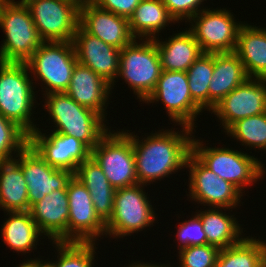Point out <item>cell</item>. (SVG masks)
Instances as JSON below:
<instances>
[{
	"label": "cell",
	"instance_id": "cell-1",
	"mask_svg": "<svg viewBox=\"0 0 266 267\" xmlns=\"http://www.w3.org/2000/svg\"><path fill=\"white\" fill-rule=\"evenodd\" d=\"M182 129L181 133L174 130H159L142 140L127 130L132 139L139 184H153L156 180L161 181L177 170L186 168L194 132L188 126L182 125Z\"/></svg>",
	"mask_w": 266,
	"mask_h": 267
},
{
	"label": "cell",
	"instance_id": "cell-2",
	"mask_svg": "<svg viewBox=\"0 0 266 267\" xmlns=\"http://www.w3.org/2000/svg\"><path fill=\"white\" fill-rule=\"evenodd\" d=\"M45 97L43 106L56 125L52 132L73 136L92 150L110 129L100 114L81 106L66 92L49 93Z\"/></svg>",
	"mask_w": 266,
	"mask_h": 267
},
{
	"label": "cell",
	"instance_id": "cell-3",
	"mask_svg": "<svg viewBox=\"0 0 266 267\" xmlns=\"http://www.w3.org/2000/svg\"><path fill=\"white\" fill-rule=\"evenodd\" d=\"M26 63L0 61V114L28 135L38 129L31 120L35 92Z\"/></svg>",
	"mask_w": 266,
	"mask_h": 267
},
{
	"label": "cell",
	"instance_id": "cell-4",
	"mask_svg": "<svg viewBox=\"0 0 266 267\" xmlns=\"http://www.w3.org/2000/svg\"><path fill=\"white\" fill-rule=\"evenodd\" d=\"M0 27L6 38L0 48L1 62L25 63L43 43L29 9L21 1L2 3Z\"/></svg>",
	"mask_w": 266,
	"mask_h": 267
},
{
	"label": "cell",
	"instance_id": "cell-5",
	"mask_svg": "<svg viewBox=\"0 0 266 267\" xmlns=\"http://www.w3.org/2000/svg\"><path fill=\"white\" fill-rule=\"evenodd\" d=\"M203 141L193 136L191 153L209 170L229 181L241 192L245 186L256 183L265 173L264 164L258 158L230 148L203 146ZM207 147V148H206Z\"/></svg>",
	"mask_w": 266,
	"mask_h": 267
},
{
	"label": "cell",
	"instance_id": "cell-6",
	"mask_svg": "<svg viewBox=\"0 0 266 267\" xmlns=\"http://www.w3.org/2000/svg\"><path fill=\"white\" fill-rule=\"evenodd\" d=\"M161 72L162 66L154 39H143L139 43L134 39L121 49L118 77L125 80L140 102H144L154 91Z\"/></svg>",
	"mask_w": 266,
	"mask_h": 267
},
{
	"label": "cell",
	"instance_id": "cell-7",
	"mask_svg": "<svg viewBox=\"0 0 266 267\" xmlns=\"http://www.w3.org/2000/svg\"><path fill=\"white\" fill-rule=\"evenodd\" d=\"M25 63L31 76L46 85L42 95L65 92L77 63L73 42H43Z\"/></svg>",
	"mask_w": 266,
	"mask_h": 267
},
{
	"label": "cell",
	"instance_id": "cell-8",
	"mask_svg": "<svg viewBox=\"0 0 266 267\" xmlns=\"http://www.w3.org/2000/svg\"><path fill=\"white\" fill-rule=\"evenodd\" d=\"M91 156L115 189L139 184L132 139L126 131L113 133L110 129L91 150Z\"/></svg>",
	"mask_w": 266,
	"mask_h": 267
},
{
	"label": "cell",
	"instance_id": "cell-9",
	"mask_svg": "<svg viewBox=\"0 0 266 267\" xmlns=\"http://www.w3.org/2000/svg\"><path fill=\"white\" fill-rule=\"evenodd\" d=\"M43 42H73L81 0H25Z\"/></svg>",
	"mask_w": 266,
	"mask_h": 267
},
{
	"label": "cell",
	"instance_id": "cell-10",
	"mask_svg": "<svg viewBox=\"0 0 266 267\" xmlns=\"http://www.w3.org/2000/svg\"><path fill=\"white\" fill-rule=\"evenodd\" d=\"M144 186L147 185L136 184L116 189L113 214L106 223V236L123 238L155 223L156 214L143 191Z\"/></svg>",
	"mask_w": 266,
	"mask_h": 267
},
{
	"label": "cell",
	"instance_id": "cell-11",
	"mask_svg": "<svg viewBox=\"0 0 266 267\" xmlns=\"http://www.w3.org/2000/svg\"><path fill=\"white\" fill-rule=\"evenodd\" d=\"M226 9L203 8L190 19L189 30L203 53H230L236 48L241 22ZM194 21V22H193ZM193 22V23H192Z\"/></svg>",
	"mask_w": 266,
	"mask_h": 267
},
{
	"label": "cell",
	"instance_id": "cell-12",
	"mask_svg": "<svg viewBox=\"0 0 266 267\" xmlns=\"http://www.w3.org/2000/svg\"><path fill=\"white\" fill-rule=\"evenodd\" d=\"M159 100L173 123L196 128L194 121L203 110L192 100L187 72L162 70L156 88L144 102L149 104Z\"/></svg>",
	"mask_w": 266,
	"mask_h": 267
},
{
	"label": "cell",
	"instance_id": "cell-13",
	"mask_svg": "<svg viewBox=\"0 0 266 267\" xmlns=\"http://www.w3.org/2000/svg\"><path fill=\"white\" fill-rule=\"evenodd\" d=\"M189 168V196L195 202L213 208L234 209L243 193L229 181L223 180L205 167L192 153L186 160Z\"/></svg>",
	"mask_w": 266,
	"mask_h": 267
},
{
	"label": "cell",
	"instance_id": "cell-14",
	"mask_svg": "<svg viewBox=\"0 0 266 267\" xmlns=\"http://www.w3.org/2000/svg\"><path fill=\"white\" fill-rule=\"evenodd\" d=\"M66 191L69 201L68 242H96L101 235H106V224L96 214L87 188L73 176Z\"/></svg>",
	"mask_w": 266,
	"mask_h": 267
},
{
	"label": "cell",
	"instance_id": "cell-15",
	"mask_svg": "<svg viewBox=\"0 0 266 267\" xmlns=\"http://www.w3.org/2000/svg\"><path fill=\"white\" fill-rule=\"evenodd\" d=\"M15 160L20 164L28 184L29 210L52 191L67 189L69 181L74 176V173L68 170L50 166L30 144L15 156Z\"/></svg>",
	"mask_w": 266,
	"mask_h": 267
},
{
	"label": "cell",
	"instance_id": "cell-16",
	"mask_svg": "<svg viewBox=\"0 0 266 267\" xmlns=\"http://www.w3.org/2000/svg\"><path fill=\"white\" fill-rule=\"evenodd\" d=\"M211 111L225 130L240 119L266 112V78H248Z\"/></svg>",
	"mask_w": 266,
	"mask_h": 267
},
{
	"label": "cell",
	"instance_id": "cell-17",
	"mask_svg": "<svg viewBox=\"0 0 266 267\" xmlns=\"http://www.w3.org/2000/svg\"><path fill=\"white\" fill-rule=\"evenodd\" d=\"M38 128L29 135V144L52 167L75 173L79 164L91 156V150L73 136Z\"/></svg>",
	"mask_w": 266,
	"mask_h": 267
},
{
	"label": "cell",
	"instance_id": "cell-18",
	"mask_svg": "<svg viewBox=\"0 0 266 267\" xmlns=\"http://www.w3.org/2000/svg\"><path fill=\"white\" fill-rule=\"evenodd\" d=\"M79 25L87 33L120 50L135 39L128 18L99 8L90 0H81Z\"/></svg>",
	"mask_w": 266,
	"mask_h": 267
},
{
	"label": "cell",
	"instance_id": "cell-19",
	"mask_svg": "<svg viewBox=\"0 0 266 267\" xmlns=\"http://www.w3.org/2000/svg\"><path fill=\"white\" fill-rule=\"evenodd\" d=\"M73 45L77 62L89 67L113 87L118 79L120 49L106 44L78 25Z\"/></svg>",
	"mask_w": 266,
	"mask_h": 267
},
{
	"label": "cell",
	"instance_id": "cell-20",
	"mask_svg": "<svg viewBox=\"0 0 266 267\" xmlns=\"http://www.w3.org/2000/svg\"><path fill=\"white\" fill-rule=\"evenodd\" d=\"M39 231L53 242H68L69 201L66 189L54 190L29 210Z\"/></svg>",
	"mask_w": 266,
	"mask_h": 267
},
{
	"label": "cell",
	"instance_id": "cell-21",
	"mask_svg": "<svg viewBox=\"0 0 266 267\" xmlns=\"http://www.w3.org/2000/svg\"><path fill=\"white\" fill-rule=\"evenodd\" d=\"M111 89V85L92 69L77 62L65 92L78 104L95 111L105 119Z\"/></svg>",
	"mask_w": 266,
	"mask_h": 267
},
{
	"label": "cell",
	"instance_id": "cell-22",
	"mask_svg": "<svg viewBox=\"0 0 266 267\" xmlns=\"http://www.w3.org/2000/svg\"><path fill=\"white\" fill-rule=\"evenodd\" d=\"M74 177L87 188L96 214L106 224L113 214L116 189L109 183L101 166L90 156L79 164Z\"/></svg>",
	"mask_w": 266,
	"mask_h": 267
},
{
	"label": "cell",
	"instance_id": "cell-23",
	"mask_svg": "<svg viewBox=\"0 0 266 267\" xmlns=\"http://www.w3.org/2000/svg\"><path fill=\"white\" fill-rule=\"evenodd\" d=\"M249 77L235 52L214 53V71L208 86L209 112Z\"/></svg>",
	"mask_w": 266,
	"mask_h": 267
},
{
	"label": "cell",
	"instance_id": "cell-24",
	"mask_svg": "<svg viewBox=\"0 0 266 267\" xmlns=\"http://www.w3.org/2000/svg\"><path fill=\"white\" fill-rule=\"evenodd\" d=\"M249 78H266V28L244 23L234 51Z\"/></svg>",
	"mask_w": 266,
	"mask_h": 267
},
{
	"label": "cell",
	"instance_id": "cell-25",
	"mask_svg": "<svg viewBox=\"0 0 266 267\" xmlns=\"http://www.w3.org/2000/svg\"><path fill=\"white\" fill-rule=\"evenodd\" d=\"M170 37L164 42L154 38L162 70L186 72L203 51L189 29Z\"/></svg>",
	"mask_w": 266,
	"mask_h": 267
},
{
	"label": "cell",
	"instance_id": "cell-26",
	"mask_svg": "<svg viewBox=\"0 0 266 267\" xmlns=\"http://www.w3.org/2000/svg\"><path fill=\"white\" fill-rule=\"evenodd\" d=\"M20 164L15 160L0 161V208L6 212L29 211V200Z\"/></svg>",
	"mask_w": 266,
	"mask_h": 267
},
{
	"label": "cell",
	"instance_id": "cell-27",
	"mask_svg": "<svg viewBox=\"0 0 266 267\" xmlns=\"http://www.w3.org/2000/svg\"><path fill=\"white\" fill-rule=\"evenodd\" d=\"M222 209L228 211L227 208L216 209L210 207L205 211L195 212L202 221L207 244L216 246L219 249L235 245L243 239L241 236L243 229L236 221L235 215H227Z\"/></svg>",
	"mask_w": 266,
	"mask_h": 267
},
{
	"label": "cell",
	"instance_id": "cell-28",
	"mask_svg": "<svg viewBox=\"0 0 266 267\" xmlns=\"http://www.w3.org/2000/svg\"><path fill=\"white\" fill-rule=\"evenodd\" d=\"M128 22L132 36L142 41V39H154L162 29H166V26L176 21L162 0H141Z\"/></svg>",
	"mask_w": 266,
	"mask_h": 267
},
{
	"label": "cell",
	"instance_id": "cell-29",
	"mask_svg": "<svg viewBox=\"0 0 266 267\" xmlns=\"http://www.w3.org/2000/svg\"><path fill=\"white\" fill-rule=\"evenodd\" d=\"M9 218L2 224L1 236L4 244L10 249L28 253L34 250L39 236H43L39 231L36 222L29 211L8 212Z\"/></svg>",
	"mask_w": 266,
	"mask_h": 267
},
{
	"label": "cell",
	"instance_id": "cell-30",
	"mask_svg": "<svg viewBox=\"0 0 266 267\" xmlns=\"http://www.w3.org/2000/svg\"><path fill=\"white\" fill-rule=\"evenodd\" d=\"M215 267H266L264 241L248 236L220 249Z\"/></svg>",
	"mask_w": 266,
	"mask_h": 267
},
{
	"label": "cell",
	"instance_id": "cell-31",
	"mask_svg": "<svg viewBox=\"0 0 266 267\" xmlns=\"http://www.w3.org/2000/svg\"><path fill=\"white\" fill-rule=\"evenodd\" d=\"M214 71V53H202L187 69L192 100L203 110L209 111L208 86Z\"/></svg>",
	"mask_w": 266,
	"mask_h": 267
},
{
	"label": "cell",
	"instance_id": "cell-32",
	"mask_svg": "<svg viewBox=\"0 0 266 267\" xmlns=\"http://www.w3.org/2000/svg\"><path fill=\"white\" fill-rule=\"evenodd\" d=\"M224 132L240 141L242 146L266 150V112L240 119Z\"/></svg>",
	"mask_w": 266,
	"mask_h": 267
},
{
	"label": "cell",
	"instance_id": "cell-33",
	"mask_svg": "<svg viewBox=\"0 0 266 267\" xmlns=\"http://www.w3.org/2000/svg\"><path fill=\"white\" fill-rule=\"evenodd\" d=\"M58 252L56 267H92L95 258V242H52Z\"/></svg>",
	"mask_w": 266,
	"mask_h": 267
},
{
	"label": "cell",
	"instance_id": "cell-34",
	"mask_svg": "<svg viewBox=\"0 0 266 267\" xmlns=\"http://www.w3.org/2000/svg\"><path fill=\"white\" fill-rule=\"evenodd\" d=\"M28 144L29 135L15 122L0 114V161L15 159V153H20Z\"/></svg>",
	"mask_w": 266,
	"mask_h": 267
},
{
	"label": "cell",
	"instance_id": "cell-35",
	"mask_svg": "<svg viewBox=\"0 0 266 267\" xmlns=\"http://www.w3.org/2000/svg\"><path fill=\"white\" fill-rule=\"evenodd\" d=\"M219 252L218 247L209 244L182 248L178 267H215Z\"/></svg>",
	"mask_w": 266,
	"mask_h": 267
},
{
	"label": "cell",
	"instance_id": "cell-36",
	"mask_svg": "<svg viewBox=\"0 0 266 267\" xmlns=\"http://www.w3.org/2000/svg\"><path fill=\"white\" fill-rule=\"evenodd\" d=\"M194 216V217H193ZM190 220H185L179 224L176 233L179 240V249L188 246H198L207 244L206 234L203 231V225L200 218L194 214Z\"/></svg>",
	"mask_w": 266,
	"mask_h": 267
},
{
	"label": "cell",
	"instance_id": "cell-37",
	"mask_svg": "<svg viewBox=\"0 0 266 267\" xmlns=\"http://www.w3.org/2000/svg\"><path fill=\"white\" fill-rule=\"evenodd\" d=\"M204 1L206 0H162L176 23L183 19L189 21L197 13L203 10L200 6Z\"/></svg>",
	"mask_w": 266,
	"mask_h": 267
},
{
	"label": "cell",
	"instance_id": "cell-38",
	"mask_svg": "<svg viewBox=\"0 0 266 267\" xmlns=\"http://www.w3.org/2000/svg\"><path fill=\"white\" fill-rule=\"evenodd\" d=\"M93 4L116 15L130 18L141 0H90Z\"/></svg>",
	"mask_w": 266,
	"mask_h": 267
},
{
	"label": "cell",
	"instance_id": "cell-39",
	"mask_svg": "<svg viewBox=\"0 0 266 267\" xmlns=\"http://www.w3.org/2000/svg\"><path fill=\"white\" fill-rule=\"evenodd\" d=\"M127 267H171L170 265L168 266L167 264L165 265V264H160L159 265V263H158V265L155 263H142V262H134V263H132L131 265H129V266H127Z\"/></svg>",
	"mask_w": 266,
	"mask_h": 267
},
{
	"label": "cell",
	"instance_id": "cell-40",
	"mask_svg": "<svg viewBox=\"0 0 266 267\" xmlns=\"http://www.w3.org/2000/svg\"><path fill=\"white\" fill-rule=\"evenodd\" d=\"M17 267H37V258L36 259H28V261L20 263Z\"/></svg>",
	"mask_w": 266,
	"mask_h": 267
},
{
	"label": "cell",
	"instance_id": "cell-41",
	"mask_svg": "<svg viewBox=\"0 0 266 267\" xmlns=\"http://www.w3.org/2000/svg\"><path fill=\"white\" fill-rule=\"evenodd\" d=\"M40 261V259H37V267H56V265L52 261Z\"/></svg>",
	"mask_w": 266,
	"mask_h": 267
},
{
	"label": "cell",
	"instance_id": "cell-42",
	"mask_svg": "<svg viewBox=\"0 0 266 267\" xmlns=\"http://www.w3.org/2000/svg\"><path fill=\"white\" fill-rule=\"evenodd\" d=\"M5 0H0V7H1V5H2V3L4 2Z\"/></svg>",
	"mask_w": 266,
	"mask_h": 267
},
{
	"label": "cell",
	"instance_id": "cell-43",
	"mask_svg": "<svg viewBox=\"0 0 266 267\" xmlns=\"http://www.w3.org/2000/svg\"><path fill=\"white\" fill-rule=\"evenodd\" d=\"M264 244H265V258H266V242H264Z\"/></svg>",
	"mask_w": 266,
	"mask_h": 267
}]
</instances>
